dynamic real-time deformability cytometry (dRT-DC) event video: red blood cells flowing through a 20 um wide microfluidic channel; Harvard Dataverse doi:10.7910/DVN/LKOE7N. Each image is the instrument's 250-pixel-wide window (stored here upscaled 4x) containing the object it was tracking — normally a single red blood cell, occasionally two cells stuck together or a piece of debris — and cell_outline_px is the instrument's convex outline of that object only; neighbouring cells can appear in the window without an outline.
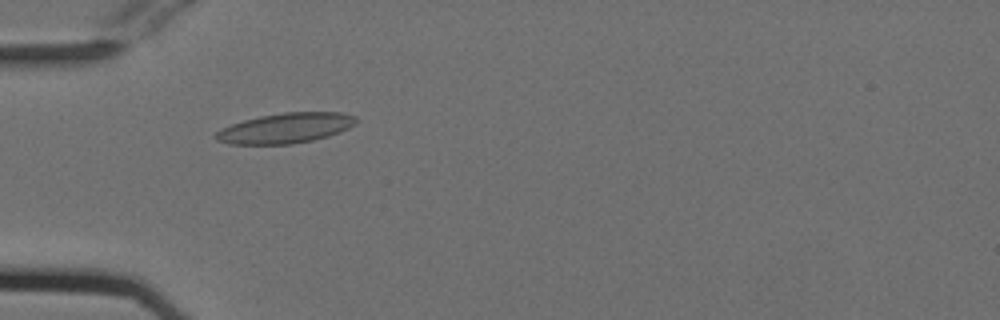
{"species": "Egyptian fruit bat (a non-hibernating species)", "species_latin": "Rousettus aegyptiacus", "temperature_condition": "cold", "stored_images_in_passage": 46, "camera_frame_rate_fps": 3000, "um_per_image_px": 0.085, "animal": {"sex": "female"}, "frame": {"image": 1, "passage_image": 9, "time_ms": 2.667, "image_size_px": [1000, 320], "cell_outline_px": [[356, 124], [340, 132], [328, 136], [312, 140], [292, 144], [228, 144], [216, 140], [212, 136], [220, 128], [244, 120], [260, 116], [284, 112], [340, 112], [356, 116]], "centroid_in_image_um": [24.25, 10.89], "position_along_channel_um": 60.8, "area_um2": 24.74}}
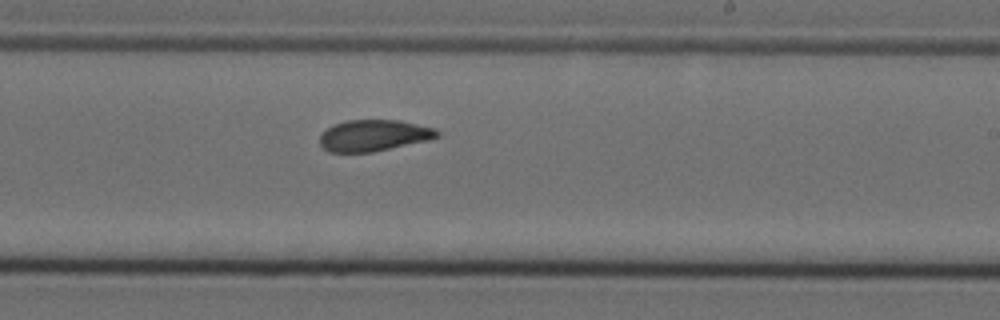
{"frame": {"image": 2, "passage_image": 25, "time_ms": 8.0, "image_size_px": [1000, 320], "cell_outline_px": [[440, 136], [428, 140], [372, 152], [328, 152], [320, 144], [320, 136], [328, 128], [336, 124], [348, 120], [396, 120], [436, 128], [440, 132]], "centroid_in_image_um": [31.79, 11.52], "position_along_channel_um": 257.2, "area_um2": 21.21}}
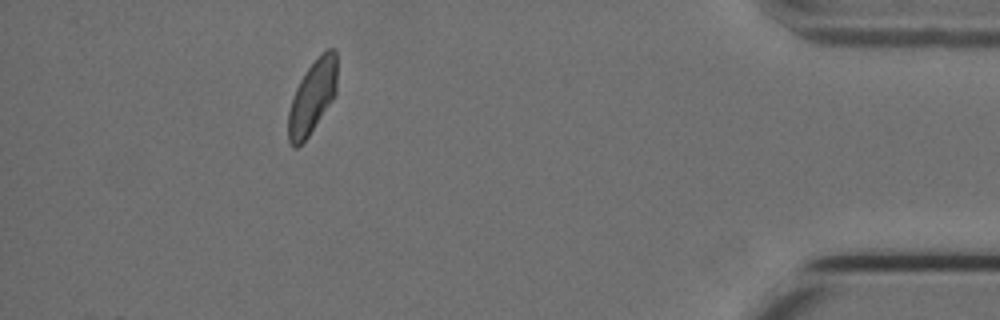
{"frame": {"image": 3, "passage_image": 41, "time_ms": 13.333, "image_size_px": [1000, 320], "cell_outline_px": [[336, 92], [332, 100], [308, 136], [296, 148], [292, 148], [288, 140], [288, 112], [296, 88], [300, 80], [308, 68], [328, 48], [336, 48]], "centroid_in_image_um": [26.54, 8.26], "position_along_channel_um": 408.7, "area_um2": 20.35}, "authors_computed_cell_mechanics": {"area_um2": 21.9351, "velocity_mm_per_s": 3.762, "shape_relaxation_time_tau1_ms": null, "shape_relaxation_time_tau2_ms": 2.4876, "deformation_change_tau1": null, "deformation_change_tau2": 0.0797}}